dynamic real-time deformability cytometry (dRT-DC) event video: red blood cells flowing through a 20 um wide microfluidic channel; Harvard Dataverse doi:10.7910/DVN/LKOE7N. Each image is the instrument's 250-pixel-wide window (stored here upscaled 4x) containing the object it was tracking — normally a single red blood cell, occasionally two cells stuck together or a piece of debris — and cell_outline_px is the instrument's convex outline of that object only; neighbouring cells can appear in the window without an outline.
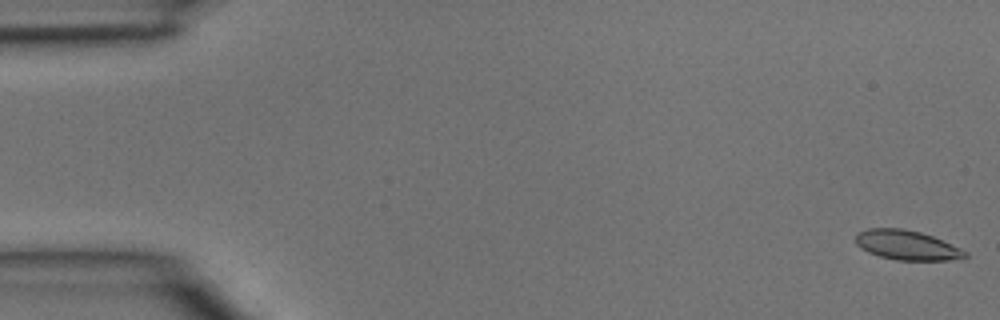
{"species": "common noctule bat (a hibernating species)", "species_latin": "Nyctalus noctula", "temperature_condition": "room temperature", "stored_images_in_passage": 5, "camera_frame_rate_fps": 3000, "um_per_image_px": 0.085, "animal": {"sex": "male", "body_mass_g": 15.6}, "frame": {"image": 1, "passage_image": 1, "time_ms": 0.0, "image_size_px": [1000, 320], "cell_outline_px": [[968, 256], [964, 260], [896, 260], [880, 256], [868, 252], [860, 248], [856, 244], [856, 232], [868, 228], [900, 228], [920, 232], [932, 236], [960, 248], [968, 252]], "centroid_in_image_um": [77.1, 20.84], "position_along_channel_um": 7.9, "area_um2": 19.02}}